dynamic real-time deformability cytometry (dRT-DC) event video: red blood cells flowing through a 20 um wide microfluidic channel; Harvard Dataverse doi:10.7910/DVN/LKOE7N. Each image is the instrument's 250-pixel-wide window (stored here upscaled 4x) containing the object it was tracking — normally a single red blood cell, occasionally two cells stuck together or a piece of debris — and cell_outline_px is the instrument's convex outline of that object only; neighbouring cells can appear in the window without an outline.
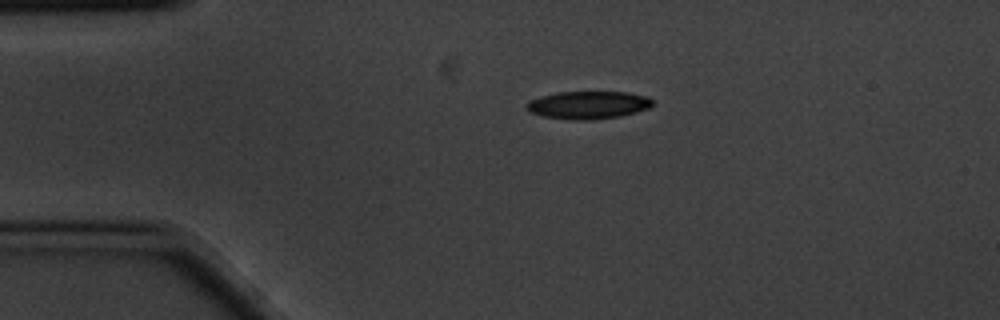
{"species": "common noctule bat (a hibernating species)", "species_latin": "Nyctalus noctula", "temperature_condition": "cold", "stored_images_in_passage": 2, "camera_frame_rate_fps": 3000, "um_per_image_px": 0.085, "animal": {"sex": "male", "body_mass_g": 20.1, "forearm_length_mm": 53.5}, "frame": {"image": 1, "passage_image": 1, "time_ms": 0.0, "image_size_px": [1000, 320], "cell_outline_px": [[652, 104], [648, 108], [636, 112], [620, 116], [588, 120], [572, 120], [540, 116], [524, 108], [524, 104], [528, 100], [540, 96], [560, 92], [628, 92], [648, 96], [652, 100]], "centroid_in_image_um": [49.95, 8.92], "position_along_channel_um": 35.1, "area_um2": 20.52}}